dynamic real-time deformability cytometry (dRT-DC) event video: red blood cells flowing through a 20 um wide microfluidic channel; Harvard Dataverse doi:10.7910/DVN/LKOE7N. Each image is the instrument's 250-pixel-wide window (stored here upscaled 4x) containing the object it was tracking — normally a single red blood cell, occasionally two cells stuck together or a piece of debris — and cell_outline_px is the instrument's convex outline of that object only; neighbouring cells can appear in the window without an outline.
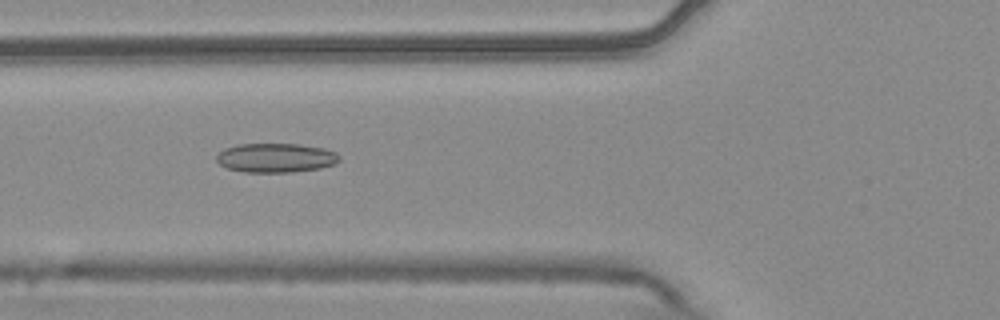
{"species": "common noctule bat (a hibernating species)", "species_latin": "Nyctalus noctula", "temperature_condition": "warm", "stored_images_in_passage": 54, "camera_frame_rate_fps": 3000, "um_per_image_px": 0.085, "animal": {"sex": "male", "body_mass_g": 20.4}, "frame": {"image": 1, "passage_image": 20, "time_ms": 6.333, "image_size_px": [1000, 320], "cell_outline_px": [[340, 160], [336, 164], [320, 168], [292, 172], [244, 172], [228, 168], [220, 164], [216, 160], [216, 156], [224, 148], [236, 144], [300, 144], [324, 148], [336, 152], [340, 156]], "centroid_in_image_um": [23.46, 13.41], "position_along_channel_um": 102.3, "area_um2": 21.04}}
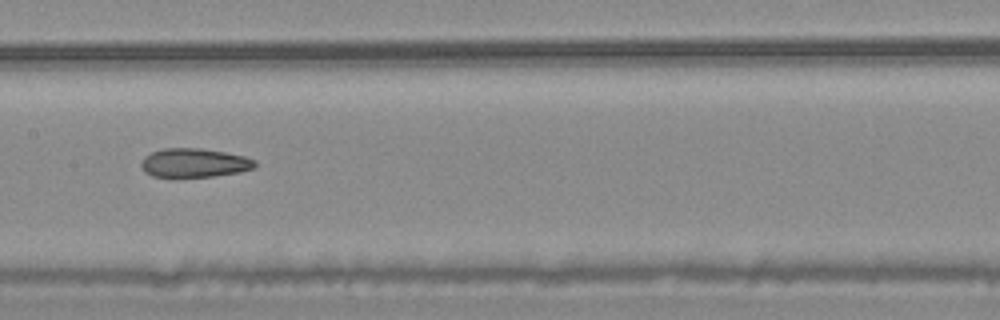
{"frame": {"image": 2, "passage_image": 27, "time_ms": 8.667, "image_size_px": [1000, 320], "cell_outline_px": [[256, 164], [252, 168], [240, 172], [212, 176], [152, 176], [144, 172], [140, 164], [144, 156], [152, 152], [164, 148], [200, 148], [224, 152], [244, 156], [256, 160]], "centroid_in_image_um": [16.49, 13.83], "position_along_channel_um": 190.9, "area_um2": 18.96}}
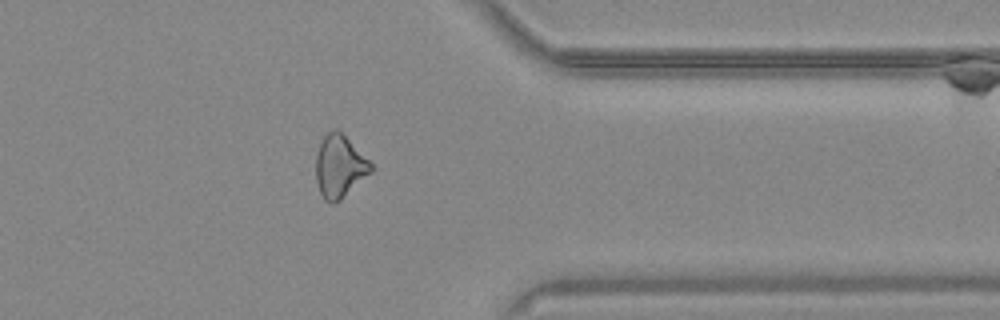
{"frame": {"image": 3, "passage_image": 43, "time_ms": 14.0, "image_size_px": [1000, 320], "cell_outline_px": [[376, 168], [372, 172], [340, 200], [332, 204], [324, 200], [320, 192], [316, 180], [316, 152], [324, 136], [332, 128], [336, 128]], "centroid_in_image_um": [28.85, 14.17], "position_along_channel_um": 382.5, "area_um2": 19.88}, "authors_computed_cell_mechanics": {"area_um2": 20.8658, "velocity_mm_per_s": 3.7748, "shape_relaxation_time_tau1_ms": null, "shape_relaxation_time_tau2_ms": 4.3647, "deformation_change_tau1": null, "deformation_change_tau2": 0.1342}}